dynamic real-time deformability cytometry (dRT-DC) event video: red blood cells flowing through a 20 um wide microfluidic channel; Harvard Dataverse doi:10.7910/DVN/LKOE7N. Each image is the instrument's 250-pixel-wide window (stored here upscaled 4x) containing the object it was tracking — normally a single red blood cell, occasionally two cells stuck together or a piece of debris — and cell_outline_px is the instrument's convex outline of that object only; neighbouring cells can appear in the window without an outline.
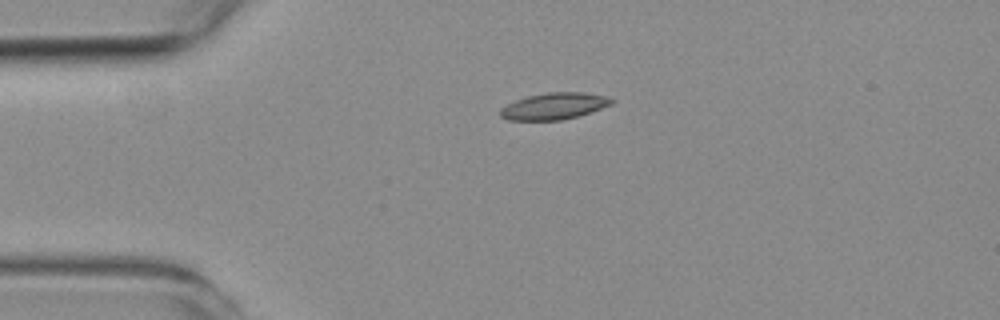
{"species": "common noctule bat (a hibernating species)", "species_latin": "Nyctalus noctula", "temperature_condition": "room temperature", "stored_images_in_passage": 43, "camera_frame_rate_fps": 3000, "um_per_image_px": 0.085, "animal": {"sex": "female", "body_mass_g": 19.3, "forearm_length_mm": 54.1}, "frame": {"image": 1, "passage_image": 1, "time_ms": 0.0, "image_size_px": [1000, 320], "cell_outline_px": [[616, 100], [612, 104], [580, 116], [560, 120], [508, 120], [500, 116], [500, 108], [516, 100], [528, 96], [548, 92], [584, 92], [608, 96]], "centroid_in_image_um": [47.14, 9.02], "position_along_channel_um": 37.9, "area_um2": 17.34}}
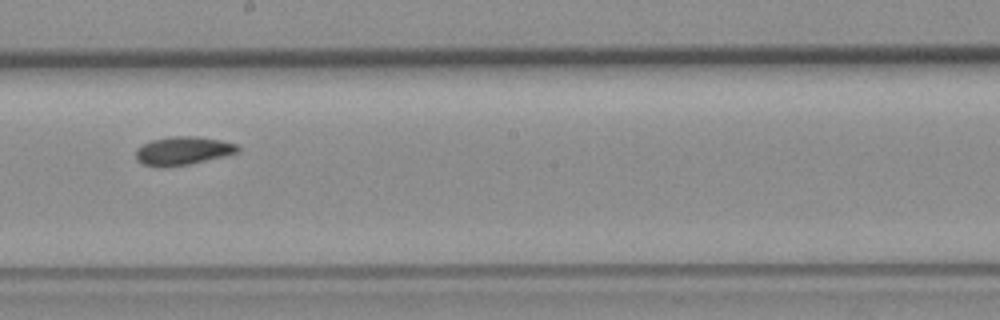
{"frame": {"image": 2, "passage_image": 19, "time_ms": 6.0, "image_size_px": [1000, 320], "cell_outline_px": [[240, 152], [224, 156], [188, 164], [164, 168], [160, 168], [144, 164], [136, 160], [136, 148], [152, 140], [172, 136], [196, 136], [220, 140], [236, 144], [240, 148]], "centroid_in_image_um": [15.54, 12.82], "position_along_channel_um": 232.7, "area_um2": 16.88}}
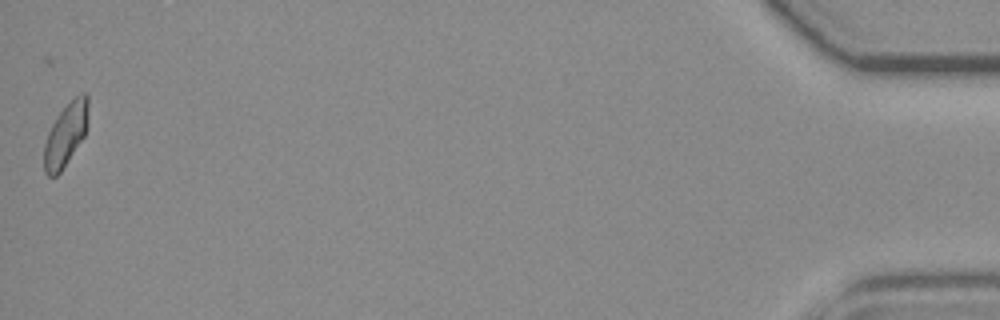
{"frame": {"image": 3, "passage_image": 43, "time_ms": 14.0, "image_size_px": [1000, 320], "cell_outline_px": [[88, 104], [84, 136], [60, 172], [56, 176], [48, 176], [44, 172], [44, 144], [48, 132], [56, 116], [80, 92], [84, 92], [88, 96]], "centroid_in_image_um": [5.55, 11.45], "position_along_channel_um": 429.6, "area_um2": 15.84}}